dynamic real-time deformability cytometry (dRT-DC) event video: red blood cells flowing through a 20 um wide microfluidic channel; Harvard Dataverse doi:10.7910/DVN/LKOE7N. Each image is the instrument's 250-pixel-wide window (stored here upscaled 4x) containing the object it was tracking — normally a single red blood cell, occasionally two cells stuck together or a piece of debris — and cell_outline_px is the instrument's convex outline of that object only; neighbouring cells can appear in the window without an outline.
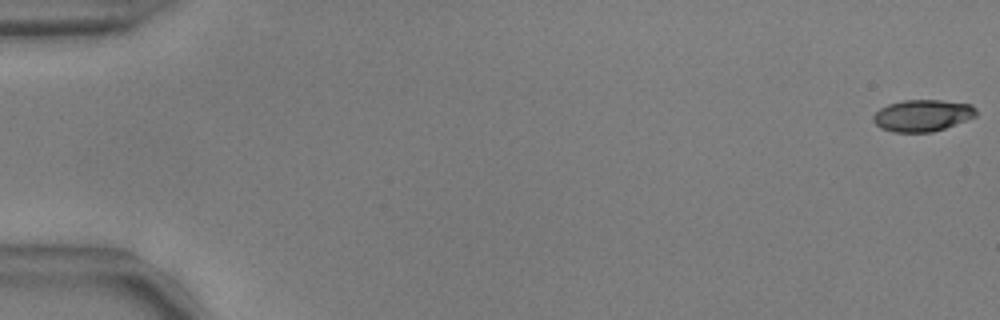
{"species": "common noctule bat (a hibernating species)", "species_latin": "Nyctalus noctula", "temperature_condition": "warm", "stored_images_in_passage": 10, "camera_frame_rate_fps": 3000, "um_per_image_px": 0.085, "animal": {"sex": "male", "body_mass_g": 17.9, "forearm_length_mm": 54.2}, "frame": {"image": 1, "passage_image": 1, "time_ms": 0.0, "image_size_px": [1000, 320], "cell_outline_px": [[976, 116], [944, 128], [932, 132], [892, 132], [880, 128], [872, 120], [872, 116], [880, 108], [888, 104], [904, 100], [940, 100], [972, 104], [976, 108]], "centroid_in_image_um": [78.38, 9.81], "position_along_channel_um": 6.6, "area_um2": 19.02}}